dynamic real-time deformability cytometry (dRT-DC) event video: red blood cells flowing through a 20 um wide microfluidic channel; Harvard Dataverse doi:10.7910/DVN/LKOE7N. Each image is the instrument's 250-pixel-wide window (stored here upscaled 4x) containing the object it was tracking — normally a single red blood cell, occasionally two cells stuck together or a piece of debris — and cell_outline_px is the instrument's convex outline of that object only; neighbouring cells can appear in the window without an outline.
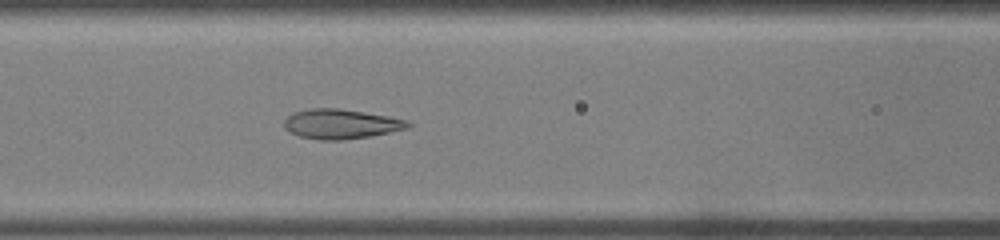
{"species": "common noctule bat (a hibernating species)", "species_latin": "Nyctalus noctula", "temperature_condition": "warm", "stored_images_in_passage": 37, "camera_frame_rate_fps": 3000, "um_per_image_px": 0.085, "animal": {"sex": "male", "body_mass_g": 19.0, "forearm_length_mm": 50.8}, "frame": {"image": 1, "passage_image": 16, "time_ms": 5.0, "image_size_px": [1000, 240], "cell_outline_px": [[412, 124], [408, 128], [368, 136], [344, 140], [316, 140], [300, 136], [284, 128], [284, 120], [288, 116], [296, 112], [312, 108], [340, 108], [388, 116], [408, 120]], "centroid_in_image_um": [28.98, 10.54], "position_along_channel_um": 137.6, "area_um2": 21.27}}
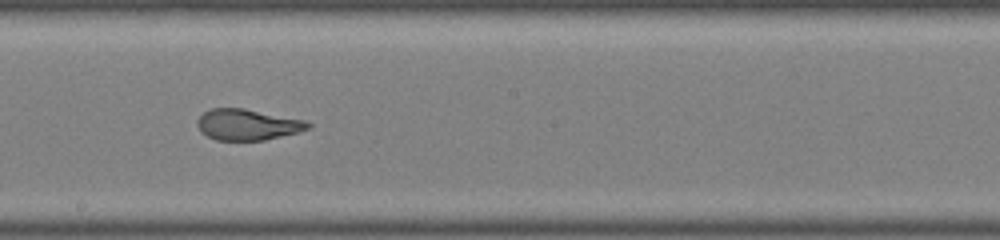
{"frame": {"image": 2, "passage_image": 21, "time_ms": 6.667, "image_size_px": [1000, 240], "cell_outline_px": [[312, 124], [308, 128], [296, 132], [264, 140], [216, 140], [208, 136], [196, 124], [196, 120], [204, 112], [212, 108], [244, 108], [304, 120]], "centroid_in_image_um": [21.01, 10.58], "position_along_channel_um": 227.2, "area_um2": 19.65}}
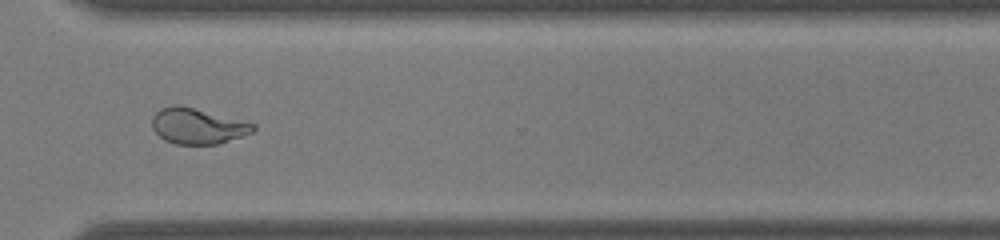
{"frame": {"image": 3, "passage_image": 28, "time_ms": 9.0, "image_size_px": [1000, 240], "cell_outline_px": [[256, 128], [252, 132], [220, 144], [176, 144], [164, 140], [152, 128], [152, 116], [160, 108], [172, 104], [180, 104], [256, 124]], "centroid_in_image_um": [16.77, 10.7], "position_along_channel_um": 353.8, "area_um2": 21.1}}